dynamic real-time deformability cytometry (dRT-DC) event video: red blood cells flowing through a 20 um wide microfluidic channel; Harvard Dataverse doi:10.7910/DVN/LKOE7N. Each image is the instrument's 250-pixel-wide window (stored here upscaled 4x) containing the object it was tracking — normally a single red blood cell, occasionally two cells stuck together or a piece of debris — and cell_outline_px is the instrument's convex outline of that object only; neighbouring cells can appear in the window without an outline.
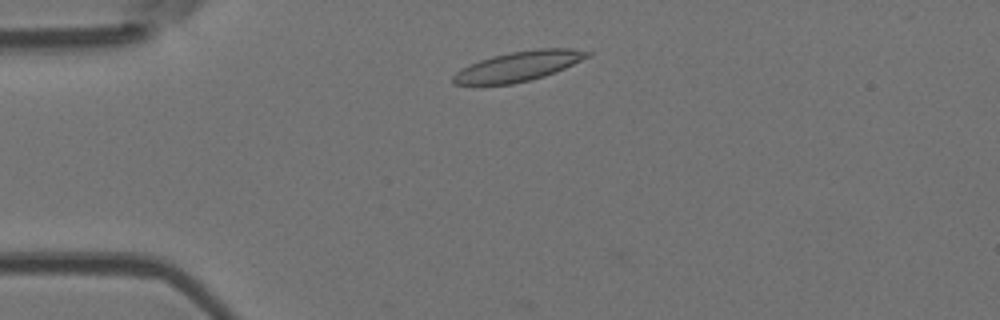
{"species": "Egyptian fruit bat (a non-hibernating species)", "species_latin": "Rousettus aegyptiacus", "temperature_condition": "room temperature", "stored_images_in_passage": 6, "camera_frame_rate_fps": 3000, "um_per_image_px": 0.085, "animal": {"sex": "female"}, "frame": {"image": 1, "passage_image": 1, "time_ms": 0.0, "image_size_px": [1000, 320], "cell_outline_px": [[592, 56], [556, 72], [532, 80], [512, 84], [452, 84], [452, 76], [460, 68], [480, 60], [492, 56], [512, 52], [536, 48], [572, 48], [592, 52]], "centroid_in_image_um": [44.11, 5.62], "position_along_channel_um": 40.9, "area_um2": 23.47}}